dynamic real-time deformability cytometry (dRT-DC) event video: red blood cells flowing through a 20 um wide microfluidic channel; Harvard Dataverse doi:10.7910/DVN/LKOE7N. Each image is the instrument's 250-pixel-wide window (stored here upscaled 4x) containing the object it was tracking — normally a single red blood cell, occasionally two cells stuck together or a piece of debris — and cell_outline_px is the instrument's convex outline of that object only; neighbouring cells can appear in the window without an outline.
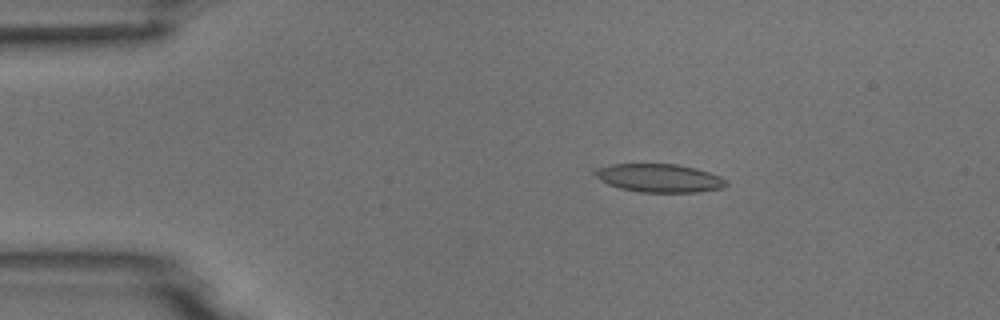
{"species": "common noctule bat (a hibernating species)", "species_latin": "Nyctalus noctula", "temperature_condition": "room temperature", "stored_images_in_passage": 6, "camera_frame_rate_fps": 3000, "um_per_image_px": 0.085, "animal": {"sex": "male", "body_mass_g": 18.8}, "frame": {"image": 1, "passage_image": 3, "time_ms": 2.0, "image_size_px": [1000, 320], "cell_outline_px": [[728, 184], [724, 188], [696, 192], [640, 192], [620, 188], [608, 184], [596, 176], [592, 172], [592, 168], [612, 164], [676, 164], [696, 168], [720, 176], [728, 180]], "centroid_in_image_um": [56.04, 15.13], "position_along_channel_um": 29.0, "area_um2": 21.79}}